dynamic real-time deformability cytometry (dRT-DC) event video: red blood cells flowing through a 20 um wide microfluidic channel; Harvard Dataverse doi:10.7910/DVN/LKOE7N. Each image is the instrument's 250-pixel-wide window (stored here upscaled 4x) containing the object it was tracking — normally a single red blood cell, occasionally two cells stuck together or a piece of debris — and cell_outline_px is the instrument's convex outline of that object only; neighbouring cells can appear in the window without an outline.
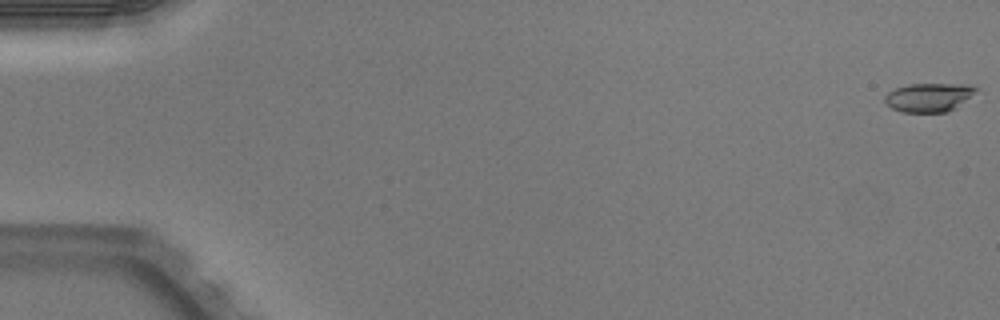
{"species": "Egyptian fruit bat (a non-hibernating species)", "species_latin": "Rousettus aegyptiacus", "temperature_condition": "warm", "stored_images_in_passage": 52, "camera_frame_rate_fps": 3000, "um_per_image_px": 0.085, "animal": {"sex": "male"}, "frame": {"image": 1, "passage_image": 1, "time_ms": 0.0, "image_size_px": [1000, 320], "cell_outline_px": [[980, 88], [976, 92], [956, 108], [948, 112], [900, 112], [892, 108], [884, 100], [884, 96], [888, 92], [896, 88], [908, 84], [972, 84]], "centroid_in_image_um": [78.99, 8.27], "position_along_channel_um": 6.0, "area_um2": 15.43}}
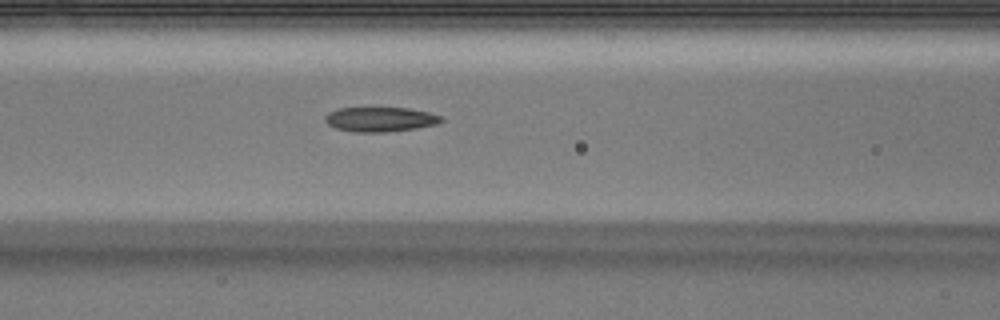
{"frame": {"image": 2, "passage_image": 23, "time_ms": 7.333, "image_size_px": [1000, 320], "cell_outline_px": [[444, 120], [436, 124], [416, 128], [388, 132], [352, 132], [336, 128], [328, 124], [324, 120], [324, 116], [328, 112], [340, 108], [408, 108], [428, 112], [444, 116]], "centroid_in_image_um": [32.32, 10.14], "position_along_channel_um": 134.3, "area_um2": 16.76}}
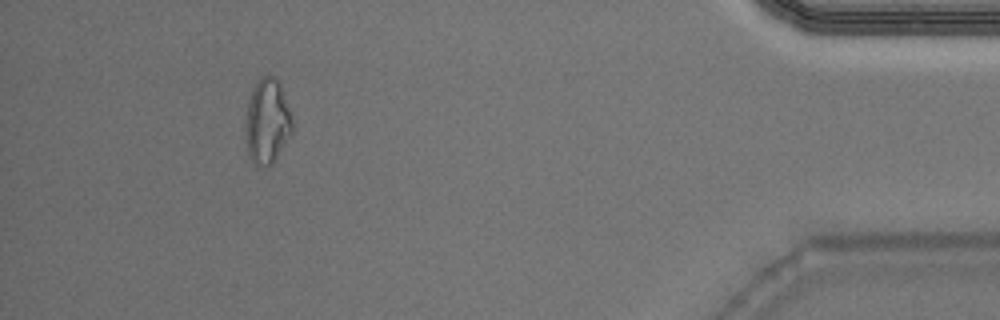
{"frame": {"image": 3, "passage_image": 48, "time_ms": 15.667, "image_size_px": [1000, 320], "cell_outline_px": [[292, 132], [272, 164], [268, 168], [252, 164], [248, 156], [244, 136], [244, 120], [248, 100], [252, 88], [256, 80], [264, 76], [272, 76], [280, 84], [292, 120]], "centroid_in_image_um": [22.64, 10.37], "position_along_channel_um": 412.6, "area_um2": 23.52}, "authors_computed_cell_mechanics": {"area_um2": 16.9065, "velocity_mm_per_s": 4.0029, "shape_relaxation_time_tau1_ms": null, "shape_relaxation_time_tau2_ms": 4.2781, "deformation_change_tau1": null, "deformation_change_tau2": 0.1263}}